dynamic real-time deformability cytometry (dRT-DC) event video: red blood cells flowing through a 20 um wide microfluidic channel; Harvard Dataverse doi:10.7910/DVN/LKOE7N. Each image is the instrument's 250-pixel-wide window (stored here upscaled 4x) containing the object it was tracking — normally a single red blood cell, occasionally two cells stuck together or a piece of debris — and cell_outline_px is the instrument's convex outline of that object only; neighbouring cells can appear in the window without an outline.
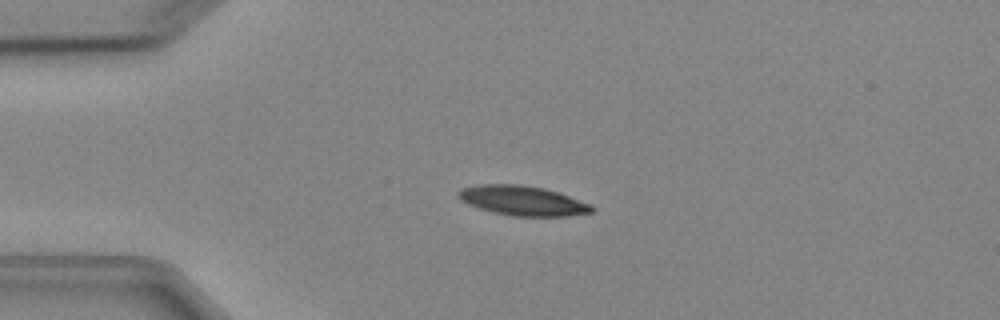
{"species": "Egyptian fruit bat (a non-hibernating species)", "species_latin": "Rousettus aegyptiacus", "temperature_condition": "cold", "stored_images_in_passage": 2, "camera_frame_rate_fps": 3000, "um_per_image_px": 0.085, "animal": {"sex": "female"}, "frame": {"image": 1, "passage_image": 1, "time_ms": 0.0, "image_size_px": [1000, 320], "cell_outline_px": [[592, 212], [568, 216], [512, 216], [492, 212], [468, 204], [460, 200], [456, 196], [456, 192], [460, 188], [480, 184], [520, 184], [544, 188], [592, 204]], "centroid_in_image_um": [44.36, 17.05], "position_along_channel_um": 40.6, "area_um2": 23.12}}